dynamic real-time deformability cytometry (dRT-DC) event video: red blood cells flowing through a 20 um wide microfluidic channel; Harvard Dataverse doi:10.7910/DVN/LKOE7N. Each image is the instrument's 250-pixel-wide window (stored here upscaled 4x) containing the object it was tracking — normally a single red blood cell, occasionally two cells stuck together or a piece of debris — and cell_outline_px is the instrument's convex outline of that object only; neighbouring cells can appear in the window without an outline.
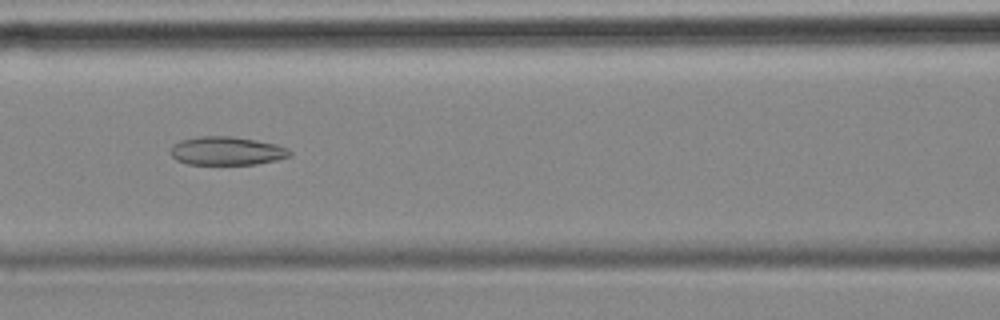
{"species": "common noctule bat (a hibernating species)", "species_latin": "Nyctalus noctula", "temperature_condition": "cold", "stored_images_in_passage": 43, "camera_frame_rate_fps": 3000, "um_per_image_px": 0.085, "animal": {"sex": "female", "body_mass_g": 18.4}, "frame": {"image": 1, "passage_image": 17, "time_ms": 5.333, "image_size_px": [1000, 320], "cell_outline_px": [[292, 156], [276, 160], [256, 164], [188, 164], [176, 160], [168, 152], [172, 144], [180, 140], [200, 136], [232, 136], [256, 140], [276, 144], [288, 148], [292, 152]], "centroid_in_image_um": [19.25, 12.82], "position_along_channel_um": 147.3, "area_um2": 20.0}}
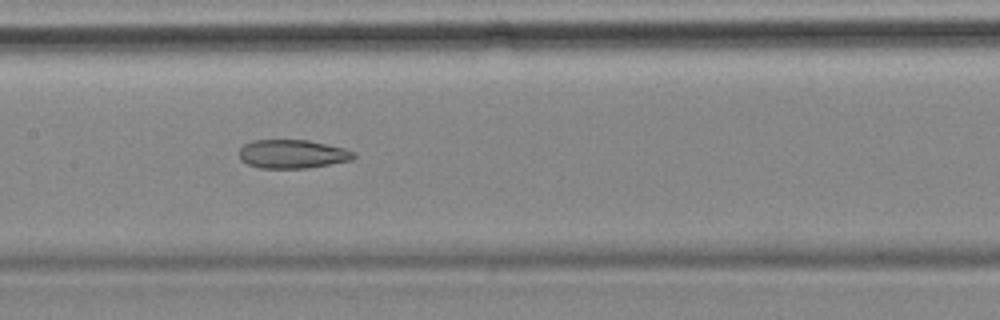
{"frame": {"image": 2, "passage_image": 20, "time_ms": 6.333, "image_size_px": [1000, 320], "cell_outline_px": [[356, 156], [352, 160], [308, 168], [260, 168], [248, 164], [240, 160], [240, 148], [244, 144], [252, 140], [308, 140], [344, 148], [356, 152]], "centroid_in_image_um": [24.87, 13.09], "position_along_channel_um": 182.5, "area_um2": 19.19}}
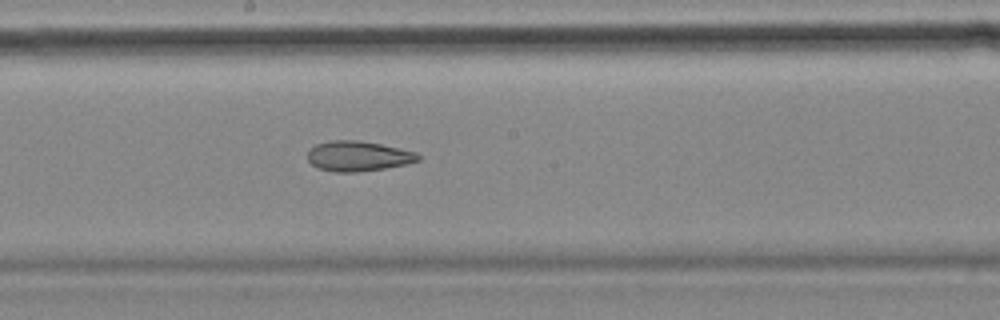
{"frame": {"image": 3, "passage_image": 23, "time_ms": 7.333, "image_size_px": [1000, 320], "cell_outline_px": [[420, 160], [404, 164], [384, 168], [356, 172], [332, 172], [320, 168], [312, 164], [308, 160], [308, 148], [316, 144], [328, 140], [360, 140], [400, 148], [416, 152], [420, 156]], "centroid_in_image_um": [30.41, 13.25], "position_along_channel_um": 217.8, "area_um2": 19.42}, "authors_computed_cell_mechanics": {"area_um2": 20.7502, "velocity_mm_per_s": 3.5401, "shape_relaxation_time_tau1_ms": null, "shape_relaxation_time_tau2_ms": 5.7505, "deformation_change_tau1": null, "deformation_change_tau2": 0.1499}}